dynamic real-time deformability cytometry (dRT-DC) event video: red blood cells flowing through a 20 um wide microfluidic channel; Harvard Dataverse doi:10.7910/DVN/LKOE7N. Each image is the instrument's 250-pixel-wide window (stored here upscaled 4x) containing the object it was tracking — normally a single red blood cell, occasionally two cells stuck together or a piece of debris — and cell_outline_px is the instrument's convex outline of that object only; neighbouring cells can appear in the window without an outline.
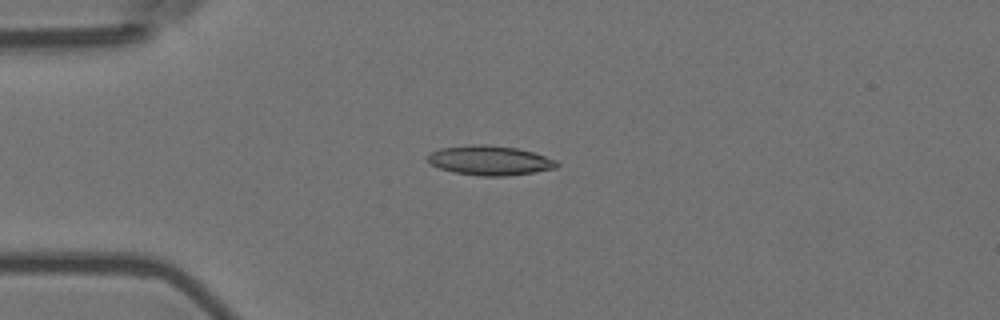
{"species": "Egyptian fruit bat (a non-hibernating species)", "species_latin": "Rousettus aegyptiacus", "temperature_condition": "room temperature", "stored_images_in_passage": 4, "camera_frame_rate_fps": 3000, "um_per_image_px": 0.085, "animal": {"sex": "female"}, "frame": {"image": 1, "passage_image": 1, "time_ms": 0.0, "image_size_px": [1000, 320], "cell_outline_px": [[560, 164], [556, 168], [508, 176], [480, 176], [452, 172], [428, 164], [424, 160], [424, 156], [440, 148], [472, 144], [484, 144], [516, 148], [532, 152], [556, 160]], "centroid_in_image_um": [41.55, 13.64], "position_along_channel_um": 43.4, "area_um2": 22.43}}
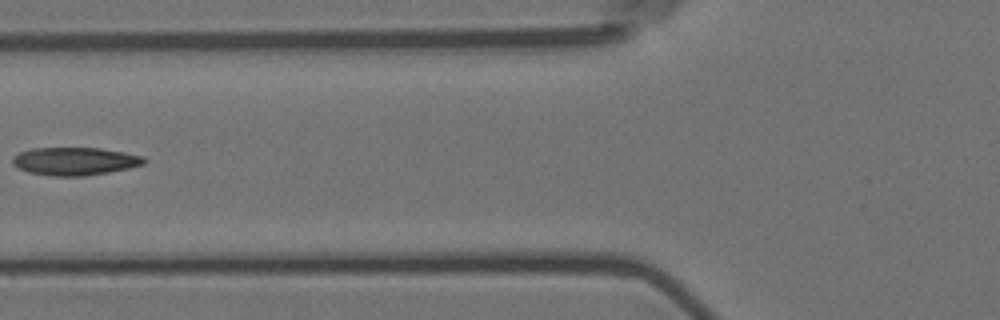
{"frame": {"image": 2, "passage_image": 3, "time_ms": 0.667, "image_size_px": [1000, 320], "cell_outline_px": [[148, 160], [144, 164], [128, 168], [108, 172], [84, 176], [52, 176], [28, 172], [12, 164], [12, 156], [20, 152], [32, 148], [100, 148], [124, 152], [144, 156]], "centroid_in_image_um": [6.37, 13.7], "position_along_channel_um": 119.4, "area_um2": 21.44}}
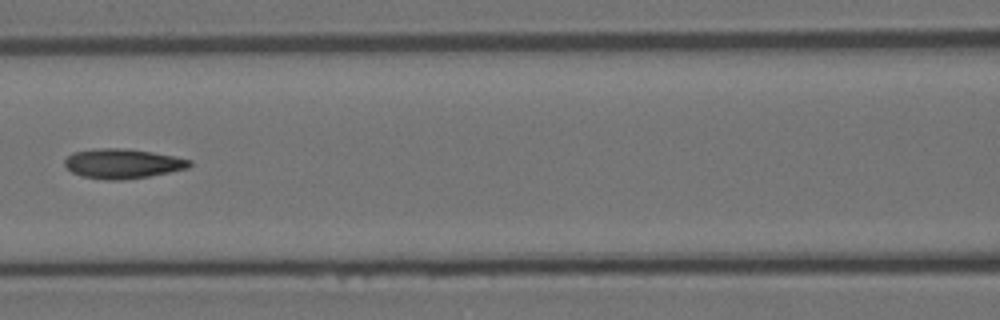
{"frame": {"image": 3, "passage_image": 4, "time_ms": 1.0, "image_size_px": [1000, 320], "cell_outline_px": [[192, 164], [188, 168], [148, 176], [124, 180], [104, 180], [84, 176], [72, 172], [64, 164], [64, 160], [72, 152], [100, 148], [128, 148], [152, 152], [192, 160]], "centroid_in_image_um": [10.41, 13.9], "position_along_channel_um": 156.2, "area_um2": 21.5}}